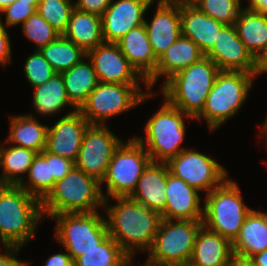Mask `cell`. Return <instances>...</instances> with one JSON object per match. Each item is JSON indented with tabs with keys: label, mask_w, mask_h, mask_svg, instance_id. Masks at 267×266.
<instances>
[{
	"label": "cell",
	"mask_w": 267,
	"mask_h": 266,
	"mask_svg": "<svg viewBox=\"0 0 267 266\" xmlns=\"http://www.w3.org/2000/svg\"><path fill=\"white\" fill-rule=\"evenodd\" d=\"M116 204L108 205L104 201V212L107 214L109 235L131 258L136 251H149L159 224L161 215L130 197H113Z\"/></svg>",
	"instance_id": "6da1fadb"
},
{
	"label": "cell",
	"mask_w": 267,
	"mask_h": 266,
	"mask_svg": "<svg viewBox=\"0 0 267 266\" xmlns=\"http://www.w3.org/2000/svg\"><path fill=\"white\" fill-rule=\"evenodd\" d=\"M41 201L19 185L0 184V240L3 246H23L35 237L43 220Z\"/></svg>",
	"instance_id": "7a4b0ae2"
},
{
	"label": "cell",
	"mask_w": 267,
	"mask_h": 266,
	"mask_svg": "<svg viewBox=\"0 0 267 266\" xmlns=\"http://www.w3.org/2000/svg\"><path fill=\"white\" fill-rule=\"evenodd\" d=\"M220 71L216 63L205 55L161 85L165 100L195 119L202 112Z\"/></svg>",
	"instance_id": "3957f363"
},
{
	"label": "cell",
	"mask_w": 267,
	"mask_h": 266,
	"mask_svg": "<svg viewBox=\"0 0 267 266\" xmlns=\"http://www.w3.org/2000/svg\"><path fill=\"white\" fill-rule=\"evenodd\" d=\"M104 196L101 182L74 167L41 201L44 218L62 213H92L102 207Z\"/></svg>",
	"instance_id": "277c9868"
},
{
	"label": "cell",
	"mask_w": 267,
	"mask_h": 266,
	"mask_svg": "<svg viewBox=\"0 0 267 266\" xmlns=\"http://www.w3.org/2000/svg\"><path fill=\"white\" fill-rule=\"evenodd\" d=\"M163 105L145 123V136L134 137L150 155L152 162L167 163L186 148L181 147L188 114L170 105L164 98Z\"/></svg>",
	"instance_id": "5b68a950"
},
{
	"label": "cell",
	"mask_w": 267,
	"mask_h": 266,
	"mask_svg": "<svg viewBox=\"0 0 267 266\" xmlns=\"http://www.w3.org/2000/svg\"><path fill=\"white\" fill-rule=\"evenodd\" d=\"M255 74L220 71L210 90L202 112L195 120L204 119L211 132L220 128L241 109L248 98Z\"/></svg>",
	"instance_id": "8992f818"
},
{
	"label": "cell",
	"mask_w": 267,
	"mask_h": 266,
	"mask_svg": "<svg viewBox=\"0 0 267 266\" xmlns=\"http://www.w3.org/2000/svg\"><path fill=\"white\" fill-rule=\"evenodd\" d=\"M204 199L203 225L233 243L252 210L245 205L239 186L227 178Z\"/></svg>",
	"instance_id": "52a82bcc"
},
{
	"label": "cell",
	"mask_w": 267,
	"mask_h": 266,
	"mask_svg": "<svg viewBox=\"0 0 267 266\" xmlns=\"http://www.w3.org/2000/svg\"><path fill=\"white\" fill-rule=\"evenodd\" d=\"M203 220H161L147 262L152 266L188 265Z\"/></svg>",
	"instance_id": "ba28073f"
},
{
	"label": "cell",
	"mask_w": 267,
	"mask_h": 266,
	"mask_svg": "<svg viewBox=\"0 0 267 266\" xmlns=\"http://www.w3.org/2000/svg\"><path fill=\"white\" fill-rule=\"evenodd\" d=\"M155 95L150 90L142 91L139 84L99 82L79 111L91 125H105L109 118L125 113Z\"/></svg>",
	"instance_id": "9c48e42d"
},
{
	"label": "cell",
	"mask_w": 267,
	"mask_h": 266,
	"mask_svg": "<svg viewBox=\"0 0 267 266\" xmlns=\"http://www.w3.org/2000/svg\"><path fill=\"white\" fill-rule=\"evenodd\" d=\"M55 238L62 244L72 260L95 248L108 235L106 218L98 211L92 213H62L53 215Z\"/></svg>",
	"instance_id": "30bf717a"
},
{
	"label": "cell",
	"mask_w": 267,
	"mask_h": 266,
	"mask_svg": "<svg viewBox=\"0 0 267 266\" xmlns=\"http://www.w3.org/2000/svg\"><path fill=\"white\" fill-rule=\"evenodd\" d=\"M150 162V155L134 136L126 143L123 141L115 150L101 182V187L106 183L104 199L129 197Z\"/></svg>",
	"instance_id": "8fae6325"
},
{
	"label": "cell",
	"mask_w": 267,
	"mask_h": 266,
	"mask_svg": "<svg viewBox=\"0 0 267 266\" xmlns=\"http://www.w3.org/2000/svg\"><path fill=\"white\" fill-rule=\"evenodd\" d=\"M169 171L199 192L210 193L227 178V170L197 150L185 149L167 162Z\"/></svg>",
	"instance_id": "7c38bea8"
},
{
	"label": "cell",
	"mask_w": 267,
	"mask_h": 266,
	"mask_svg": "<svg viewBox=\"0 0 267 266\" xmlns=\"http://www.w3.org/2000/svg\"><path fill=\"white\" fill-rule=\"evenodd\" d=\"M122 142L108 125H90L85 132L75 167L102 182L110 160Z\"/></svg>",
	"instance_id": "4fadbf2b"
},
{
	"label": "cell",
	"mask_w": 267,
	"mask_h": 266,
	"mask_svg": "<svg viewBox=\"0 0 267 266\" xmlns=\"http://www.w3.org/2000/svg\"><path fill=\"white\" fill-rule=\"evenodd\" d=\"M86 59L90 60L99 82L119 84H140L146 81L131 66L116 43H103L86 52Z\"/></svg>",
	"instance_id": "5bb4252c"
},
{
	"label": "cell",
	"mask_w": 267,
	"mask_h": 266,
	"mask_svg": "<svg viewBox=\"0 0 267 266\" xmlns=\"http://www.w3.org/2000/svg\"><path fill=\"white\" fill-rule=\"evenodd\" d=\"M90 125L79 110H70L53 126H48L45 150L76 161L85 132Z\"/></svg>",
	"instance_id": "9a60e30c"
},
{
	"label": "cell",
	"mask_w": 267,
	"mask_h": 266,
	"mask_svg": "<svg viewBox=\"0 0 267 266\" xmlns=\"http://www.w3.org/2000/svg\"><path fill=\"white\" fill-rule=\"evenodd\" d=\"M155 0H113L102 14L105 43H116L130 30L144 24V14Z\"/></svg>",
	"instance_id": "2e32d148"
},
{
	"label": "cell",
	"mask_w": 267,
	"mask_h": 266,
	"mask_svg": "<svg viewBox=\"0 0 267 266\" xmlns=\"http://www.w3.org/2000/svg\"><path fill=\"white\" fill-rule=\"evenodd\" d=\"M150 23L144 20L149 41L157 59L181 35L180 0H157V7Z\"/></svg>",
	"instance_id": "e0dca14e"
},
{
	"label": "cell",
	"mask_w": 267,
	"mask_h": 266,
	"mask_svg": "<svg viewBox=\"0 0 267 266\" xmlns=\"http://www.w3.org/2000/svg\"><path fill=\"white\" fill-rule=\"evenodd\" d=\"M221 71H240L254 74V57L238 37L235 25H225L215 46L206 55Z\"/></svg>",
	"instance_id": "ac0fdd59"
},
{
	"label": "cell",
	"mask_w": 267,
	"mask_h": 266,
	"mask_svg": "<svg viewBox=\"0 0 267 266\" xmlns=\"http://www.w3.org/2000/svg\"><path fill=\"white\" fill-rule=\"evenodd\" d=\"M165 195L166 206L161 214L163 219L203 220L204 206L201 207L200 192L170 172Z\"/></svg>",
	"instance_id": "d6986e66"
},
{
	"label": "cell",
	"mask_w": 267,
	"mask_h": 266,
	"mask_svg": "<svg viewBox=\"0 0 267 266\" xmlns=\"http://www.w3.org/2000/svg\"><path fill=\"white\" fill-rule=\"evenodd\" d=\"M182 36L197 44L204 55L215 46L219 32L225 26L209 17L190 0H180Z\"/></svg>",
	"instance_id": "ffe728a7"
},
{
	"label": "cell",
	"mask_w": 267,
	"mask_h": 266,
	"mask_svg": "<svg viewBox=\"0 0 267 266\" xmlns=\"http://www.w3.org/2000/svg\"><path fill=\"white\" fill-rule=\"evenodd\" d=\"M205 55L190 38L180 36L158 59L155 73L146 81L151 89L163 76L164 82L191 64L199 61Z\"/></svg>",
	"instance_id": "44dd1931"
},
{
	"label": "cell",
	"mask_w": 267,
	"mask_h": 266,
	"mask_svg": "<svg viewBox=\"0 0 267 266\" xmlns=\"http://www.w3.org/2000/svg\"><path fill=\"white\" fill-rule=\"evenodd\" d=\"M169 172L167 163L151 161L129 197L161 215L166 206L165 194Z\"/></svg>",
	"instance_id": "7402d4cb"
},
{
	"label": "cell",
	"mask_w": 267,
	"mask_h": 266,
	"mask_svg": "<svg viewBox=\"0 0 267 266\" xmlns=\"http://www.w3.org/2000/svg\"><path fill=\"white\" fill-rule=\"evenodd\" d=\"M116 44L145 81L155 73L158 59L153 53L145 24L130 30Z\"/></svg>",
	"instance_id": "603a6c76"
},
{
	"label": "cell",
	"mask_w": 267,
	"mask_h": 266,
	"mask_svg": "<svg viewBox=\"0 0 267 266\" xmlns=\"http://www.w3.org/2000/svg\"><path fill=\"white\" fill-rule=\"evenodd\" d=\"M234 259L232 243L203 225L188 266H229Z\"/></svg>",
	"instance_id": "cb8c5ba5"
},
{
	"label": "cell",
	"mask_w": 267,
	"mask_h": 266,
	"mask_svg": "<svg viewBox=\"0 0 267 266\" xmlns=\"http://www.w3.org/2000/svg\"><path fill=\"white\" fill-rule=\"evenodd\" d=\"M63 36L85 52L104 43L102 17L74 8Z\"/></svg>",
	"instance_id": "d4e9b609"
},
{
	"label": "cell",
	"mask_w": 267,
	"mask_h": 266,
	"mask_svg": "<svg viewBox=\"0 0 267 266\" xmlns=\"http://www.w3.org/2000/svg\"><path fill=\"white\" fill-rule=\"evenodd\" d=\"M9 135L5 143L41 153L46 148L48 125H43L31 114L11 116Z\"/></svg>",
	"instance_id": "484cf974"
},
{
	"label": "cell",
	"mask_w": 267,
	"mask_h": 266,
	"mask_svg": "<svg viewBox=\"0 0 267 266\" xmlns=\"http://www.w3.org/2000/svg\"><path fill=\"white\" fill-rule=\"evenodd\" d=\"M232 249L235 258L245 260L267 250V227L254 209L247 215L238 237L232 243Z\"/></svg>",
	"instance_id": "4316f807"
},
{
	"label": "cell",
	"mask_w": 267,
	"mask_h": 266,
	"mask_svg": "<svg viewBox=\"0 0 267 266\" xmlns=\"http://www.w3.org/2000/svg\"><path fill=\"white\" fill-rule=\"evenodd\" d=\"M83 58L72 68L61 72L70 102L79 110L99 80L91 61Z\"/></svg>",
	"instance_id": "83f0119b"
},
{
	"label": "cell",
	"mask_w": 267,
	"mask_h": 266,
	"mask_svg": "<svg viewBox=\"0 0 267 266\" xmlns=\"http://www.w3.org/2000/svg\"><path fill=\"white\" fill-rule=\"evenodd\" d=\"M33 108L42 116L57 114L65 106H72L69 100L61 73H56L47 82L33 87Z\"/></svg>",
	"instance_id": "f1b7e54d"
},
{
	"label": "cell",
	"mask_w": 267,
	"mask_h": 266,
	"mask_svg": "<svg viewBox=\"0 0 267 266\" xmlns=\"http://www.w3.org/2000/svg\"><path fill=\"white\" fill-rule=\"evenodd\" d=\"M234 25L238 37L255 58L267 44V16L242 8Z\"/></svg>",
	"instance_id": "f546056e"
},
{
	"label": "cell",
	"mask_w": 267,
	"mask_h": 266,
	"mask_svg": "<svg viewBox=\"0 0 267 266\" xmlns=\"http://www.w3.org/2000/svg\"><path fill=\"white\" fill-rule=\"evenodd\" d=\"M37 152L24 147L0 145V184L20 185L24 182V173L27 175Z\"/></svg>",
	"instance_id": "4dcf8cb0"
},
{
	"label": "cell",
	"mask_w": 267,
	"mask_h": 266,
	"mask_svg": "<svg viewBox=\"0 0 267 266\" xmlns=\"http://www.w3.org/2000/svg\"><path fill=\"white\" fill-rule=\"evenodd\" d=\"M27 175L28 182H22L19 186L42 201L55 185L50 169V152L44 149L37 153Z\"/></svg>",
	"instance_id": "1f68e13d"
},
{
	"label": "cell",
	"mask_w": 267,
	"mask_h": 266,
	"mask_svg": "<svg viewBox=\"0 0 267 266\" xmlns=\"http://www.w3.org/2000/svg\"><path fill=\"white\" fill-rule=\"evenodd\" d=\"M40 52L57 73L72 68L86 57V52L81 47L63 35L42 47Z\"/></svg>",
	"instance_id": "d6a6232c"
},
{
	"label": "cell",
	"mask_w": 267,
	"mask_h": 266,
	"mask_svg": "<svg viewBox=\"0 0 267 266\" xmlns=\"http://www.w3.org/2000/svg\"><path fill=\"white\" fill-rule=\"evenodd\" d=\"M129 256L119 244L108 235L95 248L73 261L74 266H122Z\"/></svg>",
	"instance_id": "836d02e7"
},
{
	"label": "cell",
	"mask_w": 267,
	"mask_h": 266,
	"mask_svg": "<svg viewBox=\"0 0 267 266\" xmlns=\"http://www.w3.org/2000/svg\"><path fill=\"white\" fill-rule=\"evenodd\" d=\"M74 8L75 5L72 0H40L36 11L57 32L63 35Z\"/></svg>",
	"instance_id": "e575fe53"
},
{
	"label": "cell",
	"mask_w": 267,
	"mask_h": 266,
	"mask_svg": "<svg viewBox=\"0 0 267 266\" xmlns=\"http://www.w3.org/2000/svg\"><path fill=\"white\" fill-rule=\"evenodd\" d=\"M202 12L224 25H234L242 0H190Z\"/></svg>",
	"instance_id": "d590c367"
},
{
	"label": "cell",
	"mask_w": 267,
	"mask_h": 266,
	"mask_svg": "<svg viewBox=\"0 0 267 266\" xmlns=\"http://www.w3.org/2000/svg\"><path fill=\"white\" fill-rule=\"evenodd\" d=\"M21 26L26 38L36 44V50H40L61 35L37 11Z\"/></svg>",
	"instance_id": "8d00e7d4"
},
{
	"label": "cell",
	"mask_w": 267,
	"mask_h": 266,
	"mask_svg": "<svg viewBox=\"0 0 267 266\" xmlns=\"http://www.w3.org/2000/svg\"><path fill=\"white\" fill-rule=\"evenodd\" d=\"M56 73L40 50L33 51L25 61L24 74L32 88L44 84Z\"/></svg>",
	"instance_id": "74e56055"
},
{
	"label": "cell",
	"mask_w": 267,
	"mask_h": 266,
	"mask_svg": "<svg viewBox=\"0 0 267 266\" xmlns=\"http://www.w3.org/2000/svg\"><path fill=\"white\" fill-rule=\"evenodd\" d=\"M36 12V8L30 3H24L16 0L13 4L7 6L0 11V23L4 26H16L23 24L32 14ZM2 13L6 14L5 23L2 21Z\"/></svg>",
	"instance_id": "f35d334b"
},
{
	"label": "cell",
	"mask_w": 267,
	"mask_h": 266,
	"mask_svg": "<svg viewBox=\"0 0 267 266\" xmlns=\"http://www.w3.org/2000/svg\"><path fill=\"white\" fill-rule=\"evenodd\" d=\"M75 167V161L50 153V169L55 182L64 178Z\"/></svg>",
	"instance_id": "ab89813d"
},
{
	"label": "cell",
	"mask_w": 267,
	"mask_h": 266,
	"mask_svg": "<svg viewBox=\"0 0 267 266\" xmlns=\"http://www.w3.org/2000/svg\"><path fill=\"white\" fill-rule=\"evenodd\" d=\"M113 0H77L75 8L80 11L102 16Z\"/></svg>",
	"instance_id": "60d3db41"
},
{
	"label": "cell",
	"mask_w": 267,
	"mask_h": 266,
	"mask_svg": "<svg viewBox=\"0 0 267 266\" xmlns=\"http://www.w3.org/2000/svg\"><path fill=\"white\" fill-rule=\"evenodd\" d=\"M4 25L0 23V65L3 67L10 64L11 62V42L10 37Z\"/></svg>",
	"instance_id": "b9f144b4"
},
{
	"label": "cell",
	"mask_w": 267,
	"mask_h": 266,
	"mask_svg": "<svg viewBox=\"0 0 267 266\" xmlns=\"http://www.w3.org/2000/svg\"><path fill=\"white\" fill-rule=\"evenodd\" d=\"M3 251L0 253V266H28L29 262L20 261L15 256L18 255L21 248L16 246H2Z\"/></svg>",
	"instance_id": "7bdbcfd3"
},
{
	"label": "cell",
	"mask_w": 267,
	"mask_h": 266,
	"mask_svg": "<svg viewBox=\"0 0 267 266\" xmlns=\"http://www.w3.org/2000/svg\"><path fill=\"white\" fill-rule=\"evenodd\" d=\"M43 264L44 266H74L71 255L68 252L55 253L51 255Z\"/></svg>",
	"instance_id": "ee69618b"
},
{
	"label": "cell",
	"mask_w": 267,
	"mask_h": 266,
	"mask_svg": "<svg viewBox=\"0 0 267 266\" xmlns=\"http://www.w3.org/2000/svg\"><path fill=\"white\" fill-rule=\"evenodd\" d=\"M263 73H267V44L254 58L255 77Z\"/></svg>",
	"instance_id": "f6af8a7d"
},
{
	"label": "cell",
	"mask_w": 267,
	"mask_h": 266,
	"mask_svg": "<svg viewBox=\"0 0 267 266\" xmlns=\"http://www.w3.org/2000/svg\"><path fill=\"white\" fill-rule=\"evenodd\" d=\"M249 5L244 7L249 10L257 11L260 14L267 16V0H249Z\"/></svg>",
	"instance_id": "bcb514c9"
},
{
	"label": "cell",
	"mask_w": 267,
	"mask_h": 266,
	"mask_svg": "<svg viewBox=\"0 0 267 266\" xmlns=\"http://www.w3.org/2000/svg\"><path fill=\"white\" fill-rule=\"evenodd\" d=\"M248 261L254 266H267V250L256 253L251 256Z\"/></svg>",
	"instance_id": "7dc6e473"
},
{
	"label": "cell",
	"mask_w": 267,
	"mask_h": 266,
	"mask_svg": "<svg viewBox=\"0 0 267 266\" xmlns=\"http://www.w3.org/2000/svg\"><path fill=\"white\" fill-rule=\"evenodd\" d=\"M16 0H0V11L13 4Z\"/></svg>",
	"instance_id": "c3c4849f"
},
{
	"label": "cell",
	"mask_w": 267,
	"mask_h": 266,
	"mask_svg": "<svg viewBox=\"0 0 267 266\" xmlns=\"http://www.w3.org/2000/svg\"><path fill=\"white\" fill-rule=\"evenodd\" d=\"M265 120V122L264 123H262V125H261V131L260 132H262V135H263V138H265V141L267 142V118L266 119H264Z\"/></svg>",
	"instance_id": "681fc988"
},
{
	"label": "cell",
	"mask_w": 267,
	"mask_h": 266,
	"mask_svg": "<svg viewBox=\"0 0 267 266\" xmlns=\"http://www.w3.org/2000/svg\"><path fill=\"white\" fill-rule=\"evenodd\" d=\"M133 258H131V257H129L128 258V260L122 265V266H134V265H132L131 263H132V260ZM135 266H137V265H135ZM138 266H152L149 262H145L144 263V265H138Z\"/></svg>",
	"instance_id": "f907efd6"
},
{
	"label": "cell",
	"mask_w": 267,
	"mask_h": 266,
	"mask_svg": "<svg viewBox=\"0 0 267 266\" xmlns=\"http://www.w3.org/2000/svg\"><path fill=\"white\" fill-rule=\"evenodd\" d=\"M263 219L264 225L267 227V212L255 210Z\"/></svg>",
	"instance_id": "816d5d0a"
},
{
	"label": "cell",
	"mask_w": 267,
	"mask_h": 266,
	"mask_svg": "<svg viewBox=\"0 0 267 266\" xmlns=\"http://www.w3.org/2000/svg\"><path fill=\"white\" fill-rule=\"evenodd\" d=\"M229 266H243V259L235 258Z\"/></svg>",
	"instance_id": "f5cc1de1"
},
{
	"label": "cell",
	"mask_w": 267,
	"mask_h": 266,
	"mask_svg": "<svg viewBox=\"0 0 267 266\" xmlns=\"http://www.w3.org/2000/svg\"><path fill=\"white\" fill-rule=\"evenodd\" d=\"M18 1H21V2H24V3H30L31 5H33L37 9L38 2L40 0H18Z\"/></svg>",
	"instance_id": "db71d44e"
},
{
	"label": "cell",
	"mask_w": 267,
	"mask_h": 266,
	"mask_svg": "<svg viewBox=\"0 0 267 266\" xmlns=\"http://www.w3.org/2000/svg\"><path fill=\"white\" fill-rule=\"evenodd\" d=\"M243 266H254V265L250 263L248 260L243 259Z\"/></svg>",
	"instance_id": "11a10c76"
}]
</instances>
